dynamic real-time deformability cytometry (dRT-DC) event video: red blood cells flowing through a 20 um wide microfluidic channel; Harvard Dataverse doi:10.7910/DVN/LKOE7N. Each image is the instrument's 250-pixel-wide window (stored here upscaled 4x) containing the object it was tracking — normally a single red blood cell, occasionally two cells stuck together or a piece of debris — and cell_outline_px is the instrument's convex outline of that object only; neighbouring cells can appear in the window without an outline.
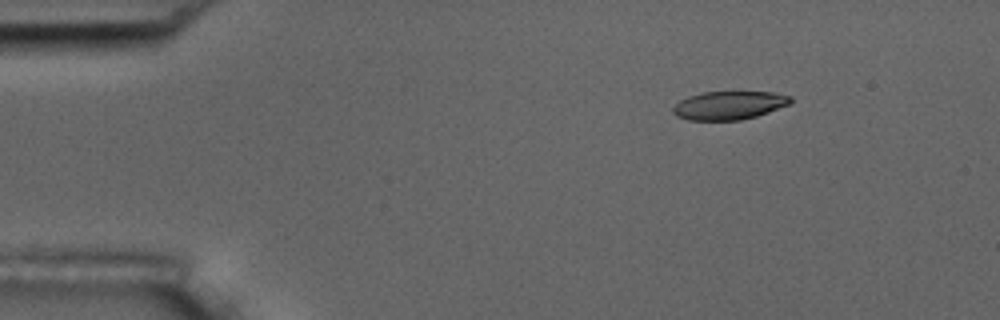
{"species": "common noctule bat (a hibernating species)", "species_latin": "Nyctalus noctula", "temperature_condition": "room temperature", "stored_images_in_passage": 4, "camera_frame_rate_fps": 3000, "um_per_image_px": 0.085, "animal": {"sex": "male", "body_mass_g": 17.5, "forearm_length_mm": 52.3}, "frame": {"image": 1, "passage_image": 4, "time_ms": 3.667, "image_size_px": [1000, 320], "cell_outline_px": [[792, 104], [756, 116], [740, 120], [688, 120], [676, 116], [672, 112], [672, 108], [680, 100], [688, 96], [704, 92], [776, 92], [792, 96]], "centroid_in_image_um": [62.0, 8.95], "position_along_channel_um": 23.0, "area_um2": 19.59}}